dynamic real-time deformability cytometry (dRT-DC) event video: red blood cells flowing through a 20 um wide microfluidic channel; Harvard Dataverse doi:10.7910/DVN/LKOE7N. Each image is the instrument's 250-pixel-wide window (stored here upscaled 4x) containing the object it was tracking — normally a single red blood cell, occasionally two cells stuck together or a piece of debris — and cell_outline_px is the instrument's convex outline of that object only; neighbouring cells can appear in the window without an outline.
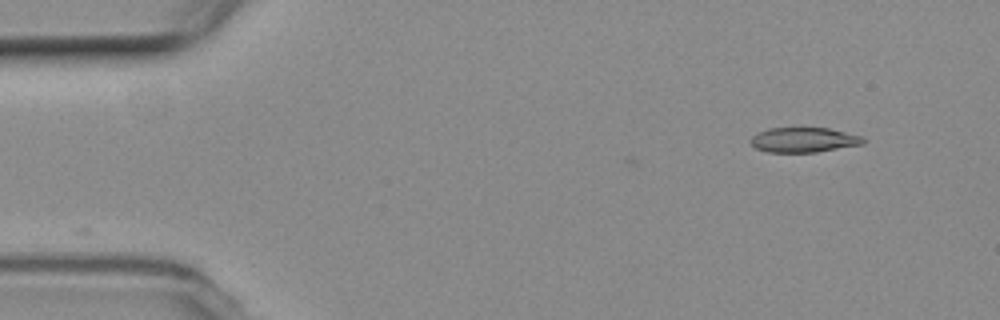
{"species": "common noctule bat (a hibernating species)", "species_latin": "Nyctalus noctula", "temperature_condition": "room temperature", "stored_images_in_passage": 4, "camera_frame_rate_fps": 3000, "um_per_image_px": 0.085, "animal": {"sex": "female", "body_mass_g": 19.3, "forearm_length_mm": 54.1}, "frame": {"image": 1, "passage_image": 1, "time_ms": 0.0, "image_size_px": [1000, 320], "cell_outline_px": [[864, 144], [816, 152], [768, 152], [756, 148], [748, 140], [756, 132], [768, 128], [828, 128], [864, 136]], "centroid_in_image_um": [68.3, 11.88], "position_along_channel_um": 16.7, "area_um2": 16.42}}
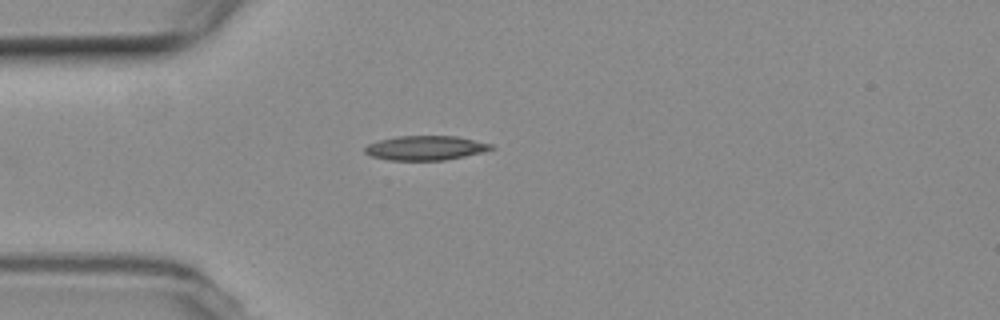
{"frame": {"image": 2, "passage_image": 4, "time_ms": 3.333, "image_size_px": [1000, 320], "cell_outline_px": [[496, 148], [464, 156], [444, 160], [388, 160], [372, 156], [364, 152], [364, 148], [368, 144], [380, 140], [400, 136], [456, 136], [492, 144]], "centroid_in_image_um": [36.16, 12.57], "position_along_channel_um": 48.8, "area_um2": 17.74}}